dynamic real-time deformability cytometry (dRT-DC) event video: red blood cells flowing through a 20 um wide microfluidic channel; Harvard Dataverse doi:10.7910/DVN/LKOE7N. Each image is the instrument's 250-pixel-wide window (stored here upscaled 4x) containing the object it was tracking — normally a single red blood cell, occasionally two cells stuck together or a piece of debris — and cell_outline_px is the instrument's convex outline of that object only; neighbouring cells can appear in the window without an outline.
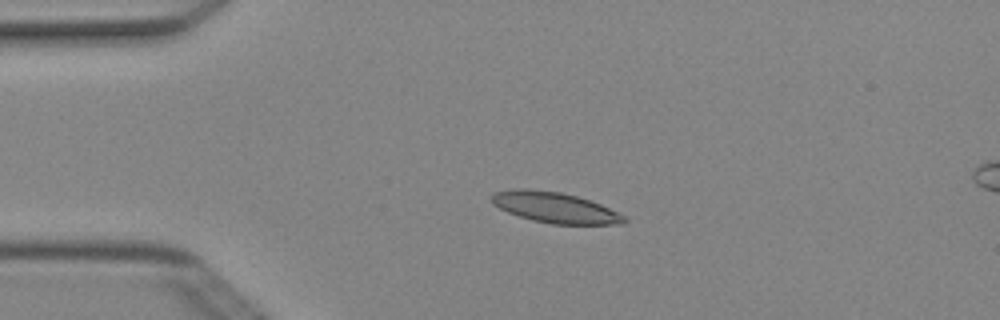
{"species": "Egyptian fruit bat (a non-hibernating species)", "species_latin": "Rousettus aegyptiacus", "temperature_condition": "cold", "stored_images_in_passage": 5, "camera_frame_rate_fps": 3000, "um_per_image_px": 0.085, "animal": {"sex": "female"}, "frame": {"image": 1, "passage_image": 3, "time_ms": 0.667, "image_size_px": [1000, 320], "cell_outline_px": [[628, 220], [624, 224], [552, 224], [532, 220], [508, 212], [492, 204], [488, 200], [492, 192], [512, 188], [528, 188], [560, 192], [576, 196], [600, 204], [624, 216]], "centroid_in_image_um": [47.09, 17.62], "position_along_channel_um": 37.9, "area_um2": 23.76}}